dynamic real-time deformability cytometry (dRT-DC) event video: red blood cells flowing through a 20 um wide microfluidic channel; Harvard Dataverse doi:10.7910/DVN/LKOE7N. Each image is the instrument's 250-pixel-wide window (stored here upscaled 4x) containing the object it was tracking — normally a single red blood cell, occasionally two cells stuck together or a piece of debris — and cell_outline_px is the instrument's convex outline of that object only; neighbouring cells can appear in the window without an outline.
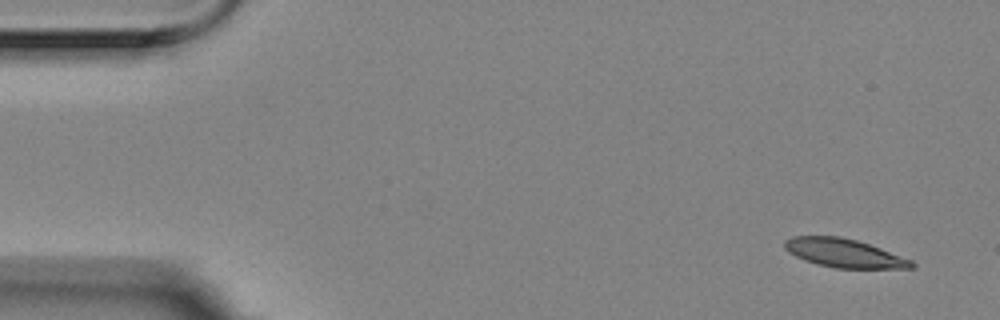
{"species": "Egyptian fruit bat (a non-hibernating species)", "species_latin": "Rousettus aegyptiacus", "temperature_condition": "room temperature", "stored_images_in_passage": 3, "camera_frame_rate_fps": 3000, "um_per_image_px": 0.085, "animal": {"sex": "female"}, "frame": {"image": 1, "passage_image": 1, "time_ms": 0.0, "image_size_px": [1000, 320], "cell_outline_px": [[916, 268], [836, 268], [816, 264], [804, 260], [788, 252], [784, 248], [784, 240], [792, 236], [840, 236], [856, 240], [880, 248], [912, 260], [916, 264]], "centroid_in_image_um": [71.73, 21.51], "position_along_channel_um": 13.3, "area_um2": 21.15}}